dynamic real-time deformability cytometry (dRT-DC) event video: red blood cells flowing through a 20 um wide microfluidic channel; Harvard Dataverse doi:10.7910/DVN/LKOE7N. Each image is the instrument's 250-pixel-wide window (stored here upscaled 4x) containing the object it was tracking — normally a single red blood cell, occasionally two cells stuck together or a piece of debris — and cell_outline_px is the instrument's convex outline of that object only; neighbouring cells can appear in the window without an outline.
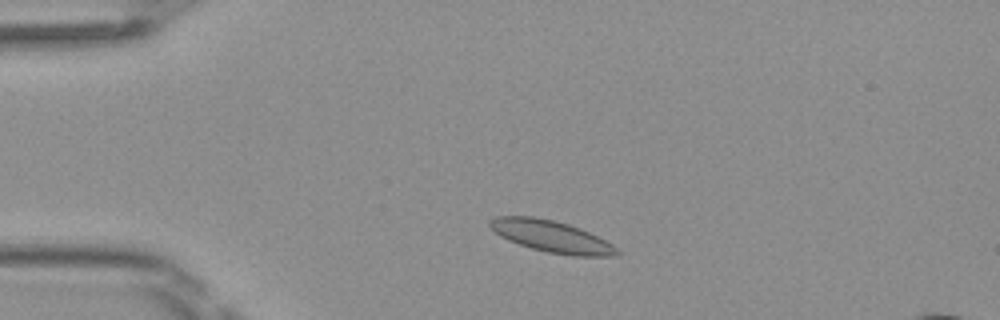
{"species": "Egyptian fruit bat (a non-hibernating species)", "species_latin": "Rousettus aegyptiacus", "temperature_condition": "room temperature", "stored_images_in_passage": 45, "camera_frame_rate_fps": 3000, "um_per_image_px": 0.085, "frame": {"image": 1, "passage_image": 6, "time_ms": 1.667, "image_size_px": [1000, 320], "cell_outline_px": [[620, 252], [616, 256], [572, 256], [548, 252], [532, 248], [508, 240], [500, 236], [488, 224], [488, 220], [496, 216], [532, 216], [552, 220], [568, 224], [580, 228], [612, 244]], "centroid_in_image_um": [46.86, 20.09], "position_along_channel_um": 38.1, "area_um2": 23.24}}
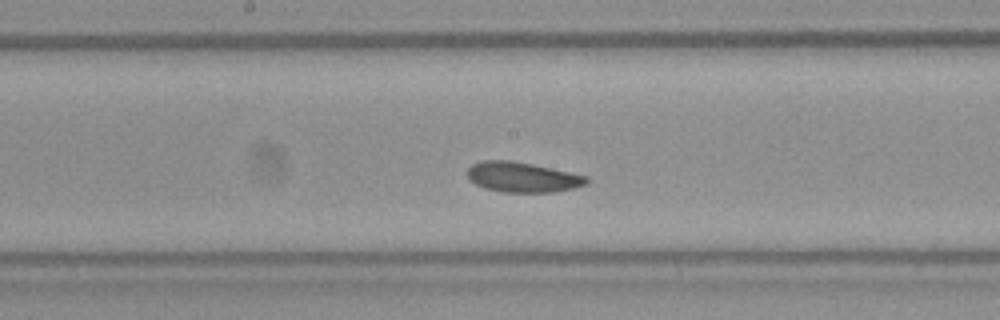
{"frame": {"image": 2, "passage_image": 21, "time_ms": 6.667, "image_size_px": [1000, 320], "cell_outline_px": [[588, 180], [584, 184], [572, 188], [556, 192], [504, 192], [484, 188], [468, 180], [468, 168], [472, 164], [480, 160], [512, 160], [532, 164], [588, 176]], "centroid_in_image_um": [44.36, 15.05], "position_along_channel_um": 203.8, "area_um2": 20.87}}
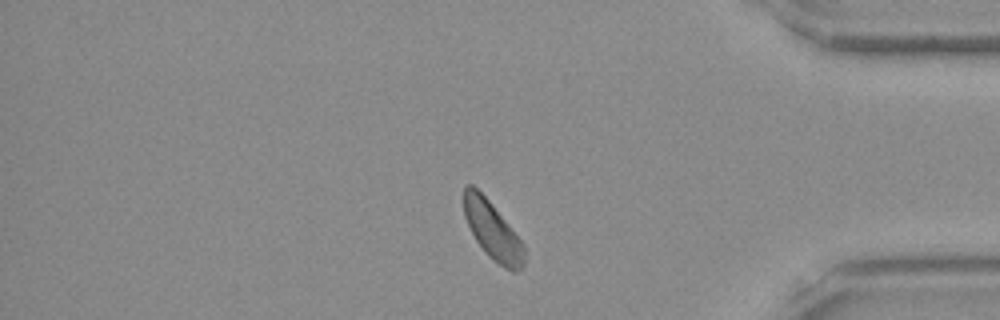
{"frame": {"image": 3, "passage_image": 37, "time_ms": 12.0, "image_size_px": [1000, 320], "cell_outline_px": [[524, 264], [516, 272], [512, 272], [504, 268], [492, 260], [488, 256], [476, 240], [464, 216], [464, 184], [472, 184], [488, 200], [508, 224], [524, 244]], "centroid_in_image_um": [41.86, 19.62], "position_along_channel_um": 393.3, "area_um2": 20.06}, "authors_computed_cell_mechanics": {"area_um2": 21.2126, "velocity_mm_per_s": 4.0384, "shape_relaxation_time_tau1_ms": 2.1074, "shape_relaxation_time_tau2_ms": 1.3404, "deformation_change_tau1": 0.0459, "deformation_change_tau2": 0.0479}}